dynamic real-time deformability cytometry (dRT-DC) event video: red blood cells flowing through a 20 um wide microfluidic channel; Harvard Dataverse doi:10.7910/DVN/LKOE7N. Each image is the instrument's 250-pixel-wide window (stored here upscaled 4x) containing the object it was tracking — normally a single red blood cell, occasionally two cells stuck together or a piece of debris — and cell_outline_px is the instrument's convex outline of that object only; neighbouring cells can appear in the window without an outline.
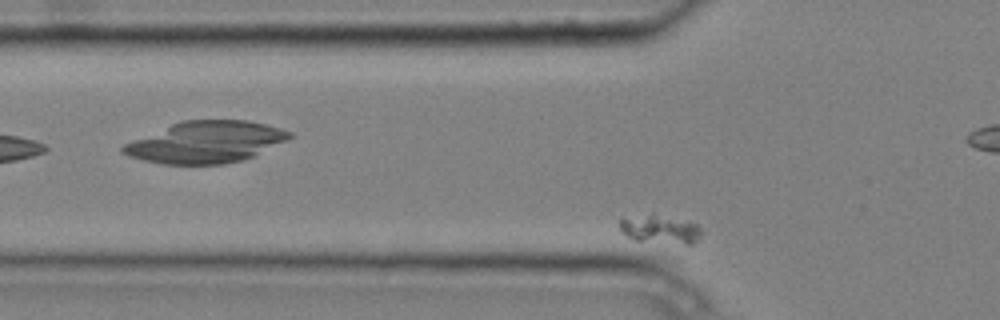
{"species": "common noctule bat (a hibernating species)", "species_latin": "Nyctalus noctula", "temperature_condition": "cold", "stored_images_in_passage": 2, "camera_frame_rate_fps": 3000, "um_per_image_px": 0.085, "animal": {"sex": "male", "body_mass_g": 20.4}, "frame": {"image": 1, "passage_image": 2, "time_ms": 0.333, "image_size_px": [1000, 320], "cell_outline_px": [[704, 232], [692, 244], [688, 244], [636, 240], [628, 236], [620, 228], [620, 220], [652, 212], [696, 224]], "centroid_in_image_um": [56.15, 19.47], "position_along_channel_um": 69.7, "area_um2": 13.35}}